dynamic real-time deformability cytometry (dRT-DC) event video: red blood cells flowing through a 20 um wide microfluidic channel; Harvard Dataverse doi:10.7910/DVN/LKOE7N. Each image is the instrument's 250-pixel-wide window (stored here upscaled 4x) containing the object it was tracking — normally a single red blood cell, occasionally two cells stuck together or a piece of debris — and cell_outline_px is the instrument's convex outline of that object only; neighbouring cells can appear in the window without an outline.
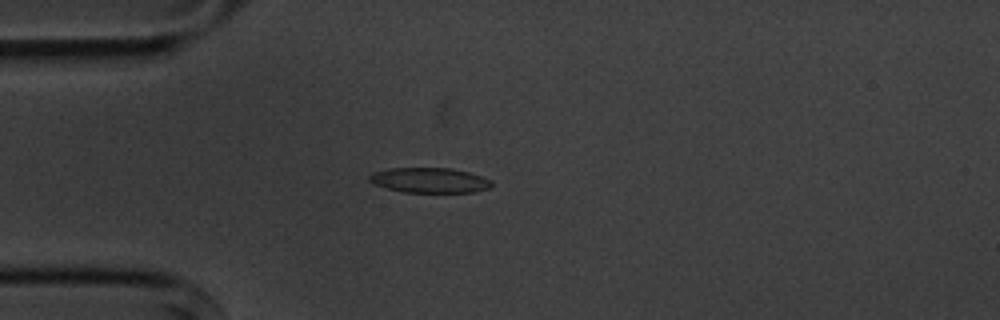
{"species": "common noctule bat (a hibernating species)", "species_latin": "Nyctalus noctula", "temperature_condition": "cold", "stored_images_in_passage": 5, "camera_frame_rate_fps": 3000, "um_per_image_px": 0.085, "animal": {"sex": "male", "body_mass_g": 20.1, "forearm_length_mm": 53.5}, "frame": {"image": 1, "passage_image": 4, "time_ms": 3.667, "image_size_px": [1000, 320], "cell_outline_px": [[492, 184], [488, 188], [476, 192], [404, 192], [372, 184], [368, 180], [368, 176], [372, 172], [388, 168], [452, 168], [468, 172], [492, 180]], "centroid_in_image_um": [36.48, 15.31], "position_along_channel_um": 48.5, "area_um2": 17.92}}